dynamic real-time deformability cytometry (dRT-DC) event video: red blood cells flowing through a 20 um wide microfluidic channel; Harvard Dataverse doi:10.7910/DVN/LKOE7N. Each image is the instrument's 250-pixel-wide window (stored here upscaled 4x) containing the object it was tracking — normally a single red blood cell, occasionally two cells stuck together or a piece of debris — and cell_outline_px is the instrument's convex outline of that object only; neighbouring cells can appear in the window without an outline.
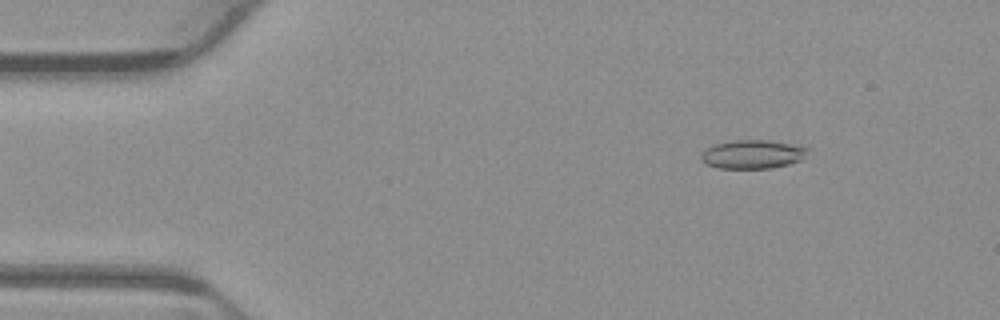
{"species": "common noctule bat (a hibernating species)", "species_latin": "Nyctalus noctula", "temperature_condition": "warm", "stored_images_in_passage": 53, "camera_frame_rate_fps": 3000, "um_per_image_px": 0.085, "animal": {"sex": "male", "body_mass_g": 23.1, "forearm_length_mm": 52.7}, "frame": {"image": 1, "passage_image": 7, "time_ms": 2.0, "image_size_px": [1000, 320], "cell_outline_px": [[808, 148], [800, 160], [788, 164], [772, 168], [716, 168], [704, 164], [700, 160], [700, 156], [704, 148], [712, 144], [732, 140], [768, 140]], "centroid_in_image_um": [63.83, 13.12], "position_along_channel_um": 21.2, "area_um2": 17.8}}
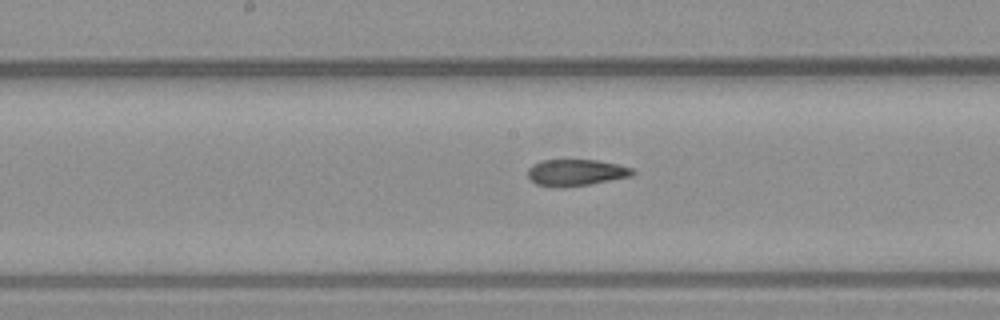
{"frame": {"image": 2, "passage_image": 27, "time_ms": 8.667, "image_size_px": [1000, 320], "cell_outline_px": [[636, 172], [632, 176], [588, 184], [564, 188], [552, 188], [536, 184], [528, 176], [528, 168], [532, 164], [540, 160], [596, 160], [616, 164], [632, 168]], "centroid_in_image_um": [48.92, 14.68], "position_along_channel_um": 199.3, "area_um2": 16.3}}
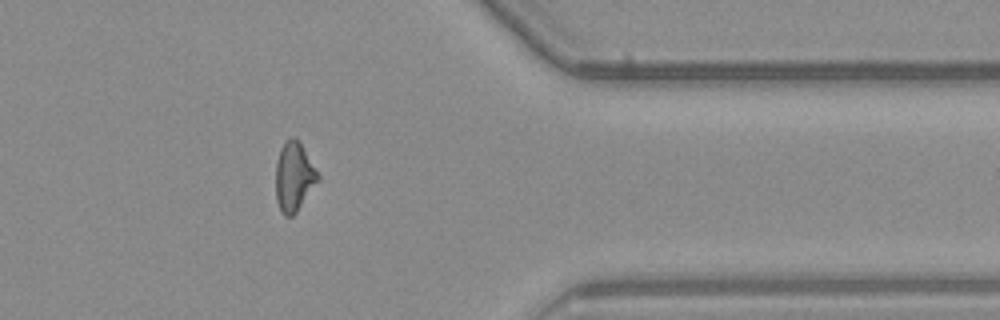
{"frame": {"image": 3, "passage_image": 43, "time_ms": 14.0, "image_size_px": [1000, 320], "cell_outline_px": [[320, 180], [296, 212], [292, 216], [284, 216], [276, 200], [276, 164], [280, 148], [292, 136], [300, 144], [320, 176]], "centroid_in_image_um": [24.99, 15.06], "position_along_channel_um": 386.4, "area_um2": 16.65}, "authors_computed_cell_mechanics": {"area_um2": 17.1666, "velocity_mm_per_s": 3.86, "shape_relaxation_time_tau1_ms": null, "shape_relaxation_time_tau2_ms": 2.5821, "deformation_change_tau1": null, "deformation_change_tau2": 0.0802}}